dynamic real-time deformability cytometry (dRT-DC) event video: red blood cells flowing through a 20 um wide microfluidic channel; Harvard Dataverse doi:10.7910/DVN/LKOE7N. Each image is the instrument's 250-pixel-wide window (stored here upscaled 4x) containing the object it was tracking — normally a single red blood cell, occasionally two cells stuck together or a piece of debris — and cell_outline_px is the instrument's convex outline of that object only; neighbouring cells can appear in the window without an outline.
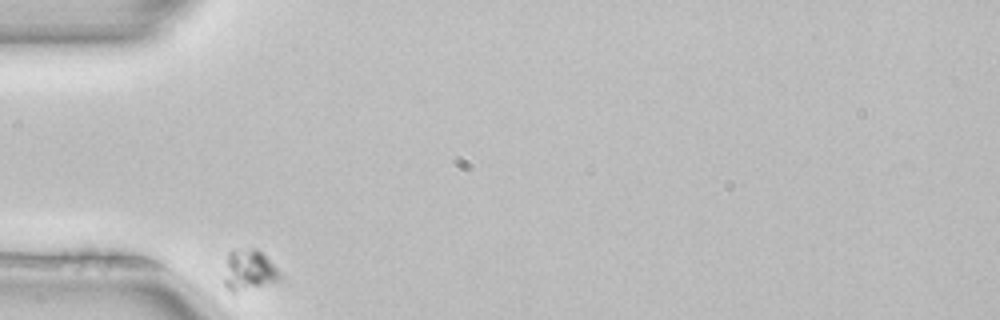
{"species": "common noctule bat (a hibernating species)", "species_latin": "Nyctalus noctula", "temperature_condition": "room temperature", "stored_images_in_passage": 2, "camera_frame_rate_fps": 3000, "um_per_image_px": 0.085, "animal": {"sex": "female", "body_mass_g": 22.7, "forearm_length_mm": 54.2}, "frame": {"image": 1, "passage_image": 1, "time_ms": 0.0, "image_size_px": [1000, 320], "cell_outline_px": [[284, 276], [280, 280], [232, 292], [224, 284], [224, 280], [228, 252], [232, 248], [256, 248]], "centroid_in_image_um": [21.14, 22.92], "position_along_channel_um": 63.9, "area_um2": 12.95}}